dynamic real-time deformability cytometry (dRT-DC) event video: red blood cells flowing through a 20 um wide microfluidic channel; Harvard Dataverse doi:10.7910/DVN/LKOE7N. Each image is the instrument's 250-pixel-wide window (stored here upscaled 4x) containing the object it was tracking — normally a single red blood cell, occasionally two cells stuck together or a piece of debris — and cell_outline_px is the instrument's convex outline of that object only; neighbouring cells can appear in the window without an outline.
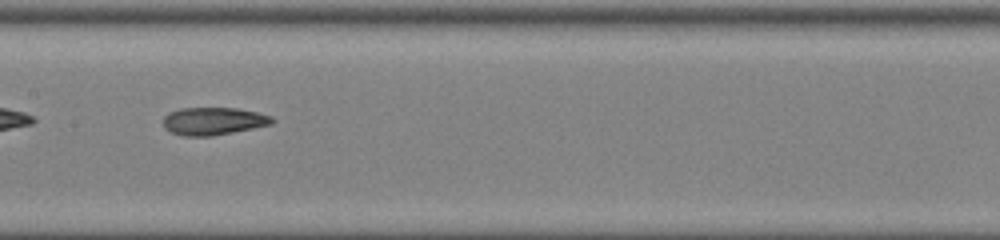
{"species": "common noctule bat (a hibernating species)", "species_latin": "Nyctalus noctula", "temperature_condition": "room temperature", "stored_images_in_passage": 33, "camera_frame_rate_fps": 3000, "um_per_image_px": 0.085, "animal": {"sex": "female", "body_mass_g": 22.0, "forearm_length_mm": 56.7}, "frame": {"image": 1, "passage_image": 10, "time_ms": 3.0, "image_size_px": [1000, 240], "cell_outline_px": [[276, 120], [272, 124], [212, 136], [184, 136], [172, 132], [164, 128], [164, 116], [168, 112], [180, 108], [236, 108], [256, 112], [272, 116]], "centroid_in_image_um": [18.13, 10.29], "position_along_channel_um": 189.3, "area_um2": 17.51}}
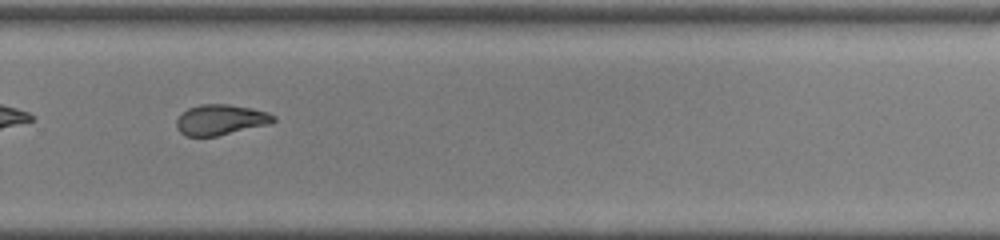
{"frame": {"image": 2, "passage_image": 19, "time_ms": 6.0, "image_size_px": [1000, 240], "cell_outline_px": [[276, 120], [268, 124], [216, 136], [188, 136], [180, 132], [176, 128], [176, 120], [188, 108], [200, 104], [228, 104], [268, 112], [276, 116]], "centroid_in_image_um": [18.74, 10.18], "position_along_channel_um": 311.1, "area_um2": 16.99}}